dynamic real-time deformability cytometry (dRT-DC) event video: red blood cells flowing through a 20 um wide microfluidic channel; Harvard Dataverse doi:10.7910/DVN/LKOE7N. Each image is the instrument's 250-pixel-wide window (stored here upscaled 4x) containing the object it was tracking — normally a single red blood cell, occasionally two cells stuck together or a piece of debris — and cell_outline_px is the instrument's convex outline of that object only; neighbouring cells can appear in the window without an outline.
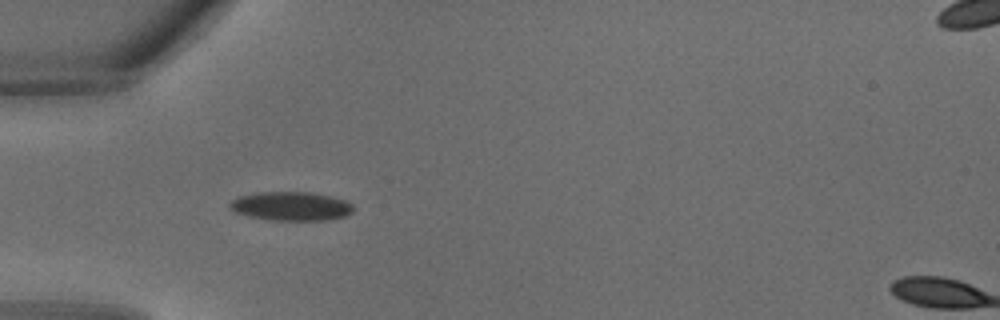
{"species": "common noctule bat (a hibernating species)", "species_latin": "Nyctalus noctula", "temperature_condition": "warm", "stored_images_in_passage": 24, "camera_frame_rate_fps": 3000, "um_per_image_px": 0.085, "animal": {"sex": "male", "body_mass_g": 18.8}, "frame": {"image": 1, "passage_image": 1, "time_ms": 0.0, "image_size_px": [1000, 320], "cell_outline_px": [[352, 212], [344, 216], [328, 220], [272, 220], [248, 216], [236, 212], [228, 204], [232, 200], [240, 196], [256, 192], [308, 192], [332, 196], [344, 200], [352, 204]], "centroid_in_image_um": [24.74, 17.52], "position_along_channel_um": 60.3, "area_um2": 20.63}}
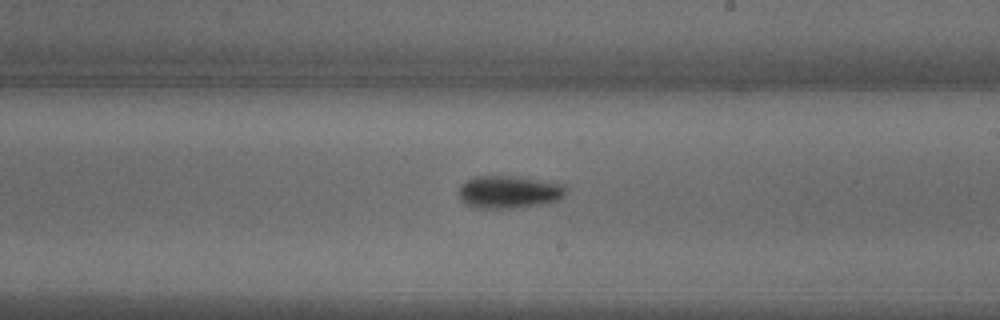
{"frame": {"image": 2, "passage_image": 11, "time_ms": 3.333, "image_size_px": [1000, 320], "cell_outline_px": [[564, 196], [560, 200], [512, 208], [476, 208], [464, 204], [460, 200], [460, 188], [468, 180], [476, 176], [516, 176], [564, 184]], "centroid_in_image_um": [43.24, 16.32], "position_along_channel_um": 245.8, "area_um2": 20.06}}
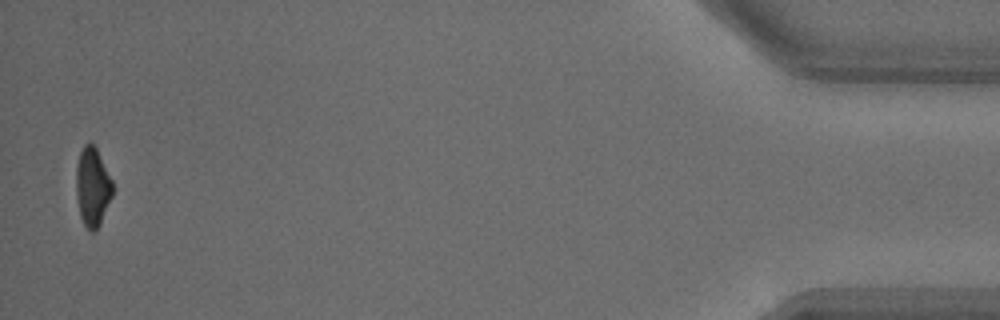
{"frame": {"image": 3, "passage_image": 24, "time_ms": 7.667, "image_size_px": [1000, 320], "cell_outline_px": [[112, 196], [100, 224], [92, 232], [84, 224], [80, 216], [76, 196], [76, 168], [80, 152], [84, 144], [92, 144], [96, 148], [112, 180]], "centroid_in_image_um": [7.85, 15.89], "position_along_channel_um": 427.3, "area_um2": 16.47}}